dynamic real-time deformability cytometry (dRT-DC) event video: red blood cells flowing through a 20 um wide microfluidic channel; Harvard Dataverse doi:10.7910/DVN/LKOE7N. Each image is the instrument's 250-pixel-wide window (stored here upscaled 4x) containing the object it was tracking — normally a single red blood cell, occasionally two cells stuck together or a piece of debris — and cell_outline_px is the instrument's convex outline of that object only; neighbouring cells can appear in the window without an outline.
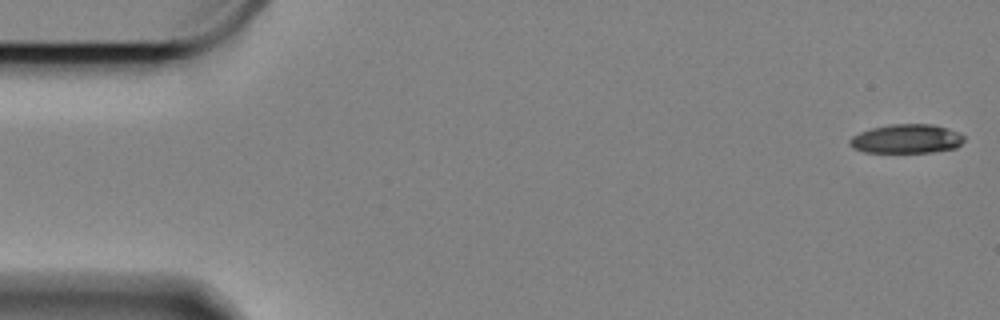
{"species": "Egyptian fruit bat (a non-hibernating species)", "species_latin": "Rousettus aegyptiacus", "temperature_condition": "cold", "stored_images_in_passage": 12, "camera_frame_rate_fps": 3000, "um_per_image_px": 0.085, "animal": {"sex": "female"}, "frame": {"image": 1, "passage_image": 1, "time_ms": 0.0, "image_size_px": [1000, 320], "cell_outline_px": [[964, 140], [956, 148], [932, 152], [864, 152], [852, 148], [848, 144], [848, 140], [852, 136], [860, 132], [872, 128], [892, 124], [932, 124], [948, 128], [960, 132], [964, 136]], "centroid_in_image_um": [77.05, 11.8], "position_along_channel_um": 7.9, "area_um2": 19.48}}